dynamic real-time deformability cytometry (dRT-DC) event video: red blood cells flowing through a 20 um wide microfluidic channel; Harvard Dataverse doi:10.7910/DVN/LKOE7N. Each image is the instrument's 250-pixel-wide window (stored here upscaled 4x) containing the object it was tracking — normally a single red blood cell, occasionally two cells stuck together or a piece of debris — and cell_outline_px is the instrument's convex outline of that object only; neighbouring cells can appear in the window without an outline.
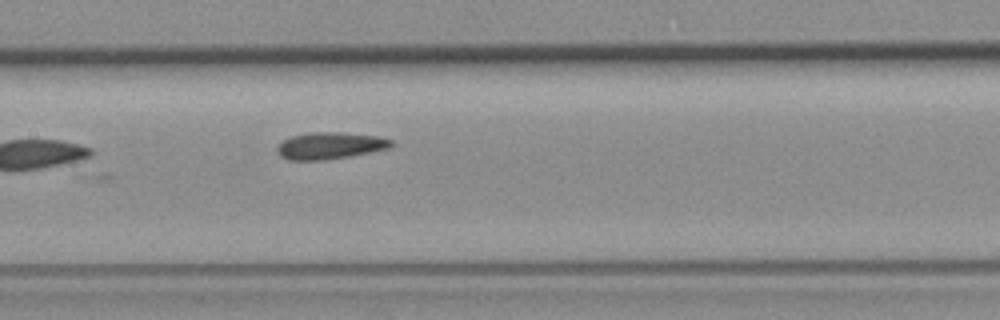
{"species": "common noctule bat (a hibernating species)", "species_latin": "Nyctalus noctula", "temperature_condition": "room temperature", "stored_images_in_passage": 7, "camera_frame_rate_fps": 3000, "um_per_image_px": 0.085, "animal": {"sex": "female", "body_mass_g": 19.3, "forearm_length_mm": 54.1}, "frame": {"image": 1, "passage_image": 7, "time_ms": 7.333, "image_size_px": [1000, 320], "cell_outline_px": [[396, 144], [392, 148], [348, 156], [324, 160], [288, 160], [280, 156], [276, 148], [284, 140], [292, 136], [312, 132], [340, 132], [376, 136], [392, 140]], "centroid_in_image_um": [28.08, 12.38], "position_along_channel_um": 179.3, "area_um2": 17.8}}